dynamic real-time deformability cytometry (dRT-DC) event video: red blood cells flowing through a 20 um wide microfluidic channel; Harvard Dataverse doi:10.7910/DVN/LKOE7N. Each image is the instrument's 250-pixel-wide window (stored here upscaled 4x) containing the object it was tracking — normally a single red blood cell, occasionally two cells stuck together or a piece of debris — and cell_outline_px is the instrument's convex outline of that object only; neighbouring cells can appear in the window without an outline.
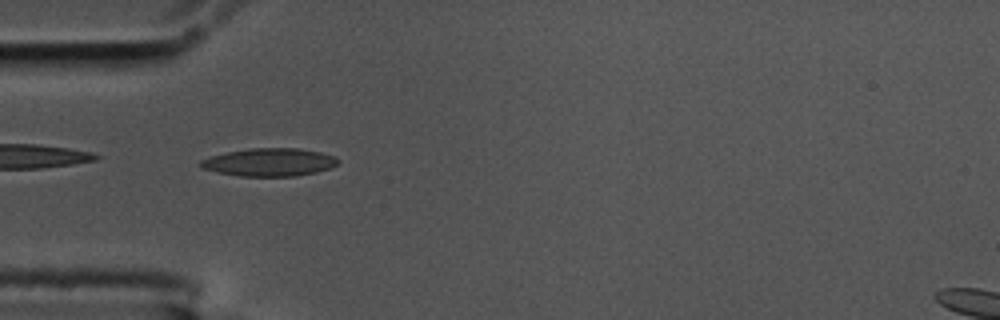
{"species": "common noctule bat (a hibernating species)", "species_latin": "Nyctalus noctula", "temperature_condition": "cold", "stored_images_in_passage": 41, "camera_frame_rate_fps": 3000, "um_per_image_px": 0.085, "animal": {"sex": "male", "body_mass_g": 17.5, "forearm_length_mm": 52.3}, "frame": {"image": 1, "passage_image": 1, "time_ms": 0.0, "image_size_px": [1000, 320], "cell_outline_px": [[340, 160], [336, 164], [328, 168], [316, 172], [296, 176], [240, 176], [216, 172], [200, 168], [196, 164], [200, 160], [208, 156], [248, 148], [300, 148], [320, 152], [336, 156]], "centroid_in_image_um": [22.84, 13.78], "position_along_channel_um": 62.2, "area_um2": 22.6}}
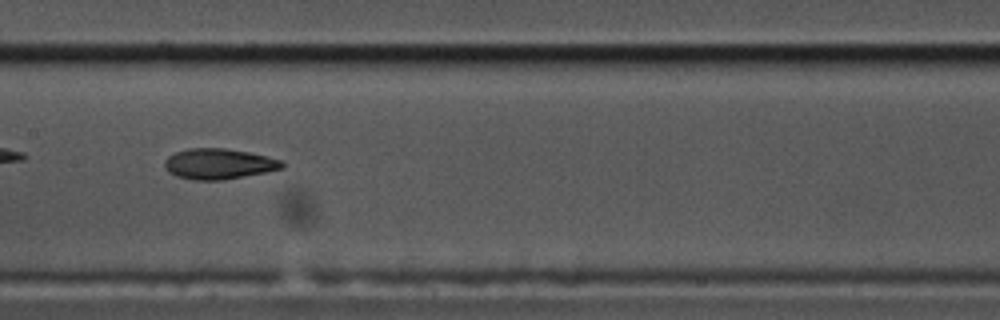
{"frame": {"image": 2, "passage_image": 12, "time_ms": 3.667, "image_size_px": [1000, 320], "cell_outline_px": [[284, 168], [224, 180], [192, 180], [176, 176], [168, 172], [164, 168], [164, 160], [168, 156], [176, 152], [188, 148], [224, 148], [248, 152], [268, 156], [284, 160]], "centroid_in_image_um": [18.58, 13.93], "position_along_channel_um": 188.8, "area_um2": 21.1}, "authors_computed_cell_mechanics": {"area_um2": 21.2704, "velocity_mm_per_s": 3.4897, "shape_relaxation_time_tau1_ms": 5.7644, "shape_relaxation_time_tau2_ms": 3.7497, "deformation_change_tau1": 0.1927, "deformation_change_tau2": 0.1173}}